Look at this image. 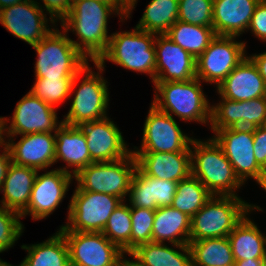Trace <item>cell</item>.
<instances>
[{
    "label": "cell",
    "mask_w": 266,
    "mask_h": 266,
    "mask_svg": "<svg viewBox=\"0 0 266 266\" xmlns=\"http://www.w3.org/2000/svg\"><path fill=\"white\" fill-rule=\"evenodd\" d=\"M178 6L179 0H151L135 27L156 35L166 34L178 20Z\"/></svg>",
    "instance_id": "obj_32"
},
{
    "label": "cell",
    "mask_w": 266,
    "mask_h": 266,
    "mask_svg": "<svg viewBox=\"0 0 266 266\" xmlns=\"http://www.w3.org/2000/svg\"><path fill=\"white\" fill-rule=\"evenodd\" d=\"M165 35L195 58L201 55L216 37L213 27L192 25L179 20Z\"/></svg>",
    "instance_id": "obj_33"
},
{
    "label": "cell",
    "mask_w": 266,
    "mask_h": 266,
    "mask_svg": "<svg viewBox=\"0 0 266 266\" xmlns=\"http://www.w3.org/2000/svg\"><path fill=\"white\" fill-rule=\"evenodd\" d=\"M191 218L172 206L155 210L152 242L188 245Z\"/></svg>",
    "instance_id": "obj_28"
},
{
    "label": "cell",
    "mask_w": 266,
    "mask_h": 266,
    "mask_svg": "<svg viewBox=\"0 0 266 266\" xmlns=\"http://www.w3.org/2000/svg\"><path fill=\"white\" fill-rule=\"evenodd\" d=\"M115 266H143V265L131 253L128 254L124 253L117 260Z\"/></svg>",
    "instance_id": "obj_46"
},
{
    "label": "cell",
    "mask_w": 266,
    "mask_h": 266,
    "mask_svg": "<svg viewBox=\"0 0 266 266\" xmlns=\"http://www.w3.org/2000/svg\"><path fill=\"white\" fill-rule=\"evenodd\" d=\"M24 1L26 0H0V10L13 6L15 4H19Z\"/></svg>",
    "instance_id": "obj_49"
},
{
    "label": "cell",
    "mask_w": 266,
    "mask_h": 266,
    "mask_svg": "<svg viewBox=\"0 0 266 266\" xmlns=\"http://www.w3.org/2000/svg\"><path fill=\"white\" fill-rule=\"evenodd\" d=\"M131 254L143 266H192L188 245L149 242L138 246Z\"/></svg>",
    "instance_id": "obj_30"
},
{
    "label": "cell",
    "mask_w": 266,
    "mask_h": 266,
    "mask_svg": "<svg viewBox=\"0 0 266 266\" xmlns=\"http://www.w3.org/2000/svg\"><path fill=\"white\" fill-rule=\"evenodd\" d=\"M178 182L161 180L144 174L138 167L135 169L127 202L131 207L156 210L172 205Z\"/></svg>",
    "instance_id": "obj_22"
},
{
    "label": "cell",
    "mask_w": 266,
    "mask_h": 266,
    "mask_svg": "<svg viewBox=\"0 0 266 266\" xmlns=\"http://www.w3.org/2000/svg\"><path fill=\"white\" fill-rule=\"evenodd\" d=\"M253 137L256 162L266 172V125L253 128Z\"/></svg>",
    "instance_id": "obj_42"
},
{
    "label": "cell",
    "mask_w": 266,
    "mask_h": 266,
    "mask_svg": "<svg viewBox=\"0 0 266 266\" xmlns=\"http://www.w3.org/2000/svg\"><path fill=\"white\" fill-rule=\"evenodd\" d=\"M217 103H211V119L209 129L233 127L256 128L266 125V97L249 101H233L220 95Z\"/></svg>",
    "instance_id": "obj_18"
},
{
    "label": "cell",
    "mask_w": 266,
    "mask_h": 266,
    "mask_svg": "<svg viewBox=\"0 0 266 266\" xmlns=\"http://www.w3.org/2000/svg\"><path fill=\"white\" fill-rule=\"evenodd\" d=\"M212 132L214 135L211 137L222 148L244 187L249 179H253L263 190L266 186V172L254 156L253 128L233 127Z\"/></svg>",
    "instance_id": "obj_10"
},
{
    "label": "cell",
    "mask_w": 266,
    "mask_h": 266,
    "mask_svg": "<svg viewBox=\"0 0 266 266\" xmlns=\"http://www.w3.org/2000/svg\"><path fill=\"white\" fill-rule=\"evenodd\" d=\"M131 229L130 205L122 201L108 218L102 233L123 253L128 254L131 253Z\"/></svg>",
    "instance_id": "obj_35"
},
{
    "label": "cell",
    "mask_w": 266,
    "mask_h": 266,
    "mask_svg": "<svg viewBox=\"0 0 266 266\" xmlns=\"http://www.w3.org/2000/svg\"><path fill=\"white\" fill-rule=\"evenodd\" d=\"M58 27L31 46L37 57L33 67L35 78H74L89 63L69 34Z\"/></svg>",
    "instance_id": "obj_6"
},
{
    "label": "cell",
    "mask_w": 266,
    "mask_h": 266,
    "mask_svg": "<svg viewBox=\"0 0 266 266\" xmlns=\"http://www.w3.org/2000/svg\"><path fill=\"white\" fill-rule=\"evenodd\" d=\"M6 147V135H5V121L4 117L0 116V150Z\"/></svg>",
    "instance_id": "obj_48"
},
{
    "label": "cell",
    "mask_w": 266,
    "mask_h": 266,
    "mask_svg": "<svg viewBox=\"0 0 266 266\" xmlns=\"http://www.w3.org/2000/svg\"><path fill=\"white\" fill-rule=\"evenodd\" d=\"M11 163L12 160L10 153L5 147L4 149L0 150V189L2 188L4 179L6 178V174Z\"/></svg>",
    "instance_id": "obj_43"
},
{
    "label": "cell",
    "mask_w": 266,
    "mask_h": 266,
    "mask_svg": "<svg viewBox=\"0 0 266 266\" xmlns=\"http://www.w3.org/2000/svg\"><path fill=\"white\" fill-rule=\"evenodd\" d=\"M239 38L216 35L207 49L196 58V77L207 85H214L216 89L249 54L246 51L247 42Z\"/></svg>",
    "instance_id": "obj_11"
},
{
    "label": "cell",
    "mask_w": 266,
    "mask_h": 266,
    "mask_svg": "<svg viewBox=\"0 0 266 266\" xmlns=\"http://www.w3.org/2000/svg\"><path fill=\"white\" fill-rule=\"evenodd\" d=\"M190 151L191 174L212 195L241 197L238 195V191L242 190L244 184L236 176L232 164L212 137L194 138L190 145Z\"/></svg>",
    "instance_id": "obj_4"
},
{
    "label": "cell",
    "mask_w": 266,
    "mask_h": 266,
    "mask_svg": "<svg viewBox=\"0 0 266 266\" xmlns=\"http://www.w3.org/2000/svg\"><path fill=\"white\" fill-rule=\"evenodd\" d=\"M136 168V158L131 153L116 161L86 166L74 176V183L80 190L110 194L126 201Z\"/></svg>",
    "instance_id": "obj_9"
},
{
    "label": "cell",
    "mask_w": 266,
    "mask_h": 266,
    "mask_svg": "<svg viewBox=\"0 0 266 266\" xmlns=\"http://www.w3.org/2000/svg\"><path fill=\"white\" fill-rule=\"evenodd\" d=\"M18 137L19 141H15ZM6 148L14 164L38 171L48 170L55 165V132L6 136Z\"/></svg>",
    "instance_id": "obj_19"
},
{
    "label": "cell",
    "mask_w": 266,
    "mask_h": 266,
    "mask_svg": "<svg viewBox=\"0 0 266 266\" xmlns=\"http://www.w3.org/2000/svg\"><path fill=\"white\" fill-rule=\"evenodd\" d=\"M212 196V193L191 174L178 182L171 206L192 218Z\"/></svg>",
    "instance_id": "obj_34"
},
{
    "label": "cell",
    "mask_w": 266,
    "mask_h": 266,
    "mask_svg": "<svg viewBox=\"0 0 266 266\" xmlns=\"http://www.w3.org/2000/svg\"><path fill=\"white\" fill-rule=\"evenodd\" d=\"M254 206L242 197L213 195L191 218L190 241L228 237Z\"/></svg>",
    "instance_id": "obj_7"
},
{
    "label": "cell",
    "mask_w": 266,
    "mask_h": 266,
    "mask_svg": "<svg viewBox=\"0 0 266 266\" xmlns=\"http://www.w3.org/2000/svg\"><path fill=\"white\" fill-rule=\"evenodd\" d=\"M114 15L123 24L127 21L107 3L73 0L71 12L59 25L68 34L76 36V41L71 37L70 40L87 60L96 62L108 47L112 34L108 32V22Z\"/></svg>",
    "instance_id": "obj_1"
},
{
    "label": "cell",
    "mask_w": 266,
    "mask_h": 266,
    "mask_svg": "<svg viewBox=\"0 0 266 266\" xmlns=\"http://www.w3.org/2000/svg\"><path fill=\"white\" fill-rule=\"evenodd\" d=\"M260 0H213V29L219 36L240 37L247 33Z\"/></svg>",
    "instance_id": "obj_25"
},
{
    "label": "cell",
    "mask_w": 266,
    "mask_h": 266,
    "mask_svg": "<svg viewBox=\"0 0 266 266\" xmlns=\"http://www.w3.org/2000/svg\"><path fill=\"white\" fill-rule=\"evenodd\" d=\"M132 220L131 252L142 244L152 242L155 210L130 206Z\"/></svg>",
    "instance_id": "obj_38"
},
{
    "label": "cell",
    "mask_w": 266,
    "mask_h": 266,
    "mask_svg": "<svg viewBox=\"0 0 266 266\" xmlns=\"http://www.w3.org/2000/svg\"><path fill=\"white\" fill-rule=\"evenodd\" d=\"M128 5H129V13H128V15H127V17H126V19H130L131 18V16H132V12H133V10L136 8V5H137V1L138 0H124Z\"/></svg>",
    "instance_id": "obj_50"
},
{
    "label": "cell",
    "mask_w": 266,
    "mask_h": 266,
    "mask_svg": "<svg viewBox=\"0 0 266 266\" xmlns=\"http://www.w3.org/2000/svg\"><path fill=\"white\" fill-rule=\"evenodd\" d=\"M112 6L124 19L129 13V5L124 0H96Z\"/></svg>",
    "instance_id": "obj_45"
},
{
    "label": "cell",
    "mask_w": 266,
    "mask_h": 266,
    "mask_svg": "<svg viewBox=\"0 0 266 266\" xmlns=\"http://www.w3.org/2000/svg\"><path fill=\"white\" fill-rule=\"evenodd\" d=\"M67 208V221L59 231L102 232L122 199L110 194L80 190L76 186Z\"/></svg>",
    "instance_id": "obj_8"
},
{
    "label": "cell",
    "mask_w": 266,
    "mask_h": 266,
    "mask_svg": "<svg viewBox=\"0 0 266 266\" xmlns=\"http://www.w3.org/2000/svg\"><path fill=\"white\" fill-rule=\"evenodd\" d=\"M37 5L58 25L71 12L73 0H34ZM39 1V2H38ZM42 2V3H41Z\"/></svg>",
    "instance_id": "obj_40"
},
{
    "label": "cell",
    "mask_w": 266,
    "mask_h": 266,
    "mask_svg": "<svg viewBox=\"0 0 266 266\" xmlns=\"http://www.w3.org/2000/svg\"><path fill=\"white\" fill-rule=\"evenodd\" d=\"M263 212L264 209L255 203L254 208L235 226L228 235L235 261L266 258V234L259 229L250 214ZM252 219V220H251Z\"/></svg>",
    "instance_id": "obj_26"
},
{
    "label": "cell",
    "mask_w": 266,
    "mask_h": 266,
    "mask_svg": "<svg viewBox=\"0 0 266 266\" xmlns=\"http://www.w3.org/2000/svg\"><path fill=\"white\" fill-rule=\"evenodd\" d=\"M55 136V164L59 161L65 163L56 169L75 176L80 170L92 164L86 138L78 126L63 123L55 132Z\"/></svg>",
    "instance_id": "obj_24"
},
{
    "label": "cell",
    "mask_w": 266,
    "mask_h": 266,
    "mask_svg": "<svg viewBox=\"0 0 266 266\" xmlns=\"http://www.w3.org/2000/svg\"><path fill=\"white\" fill-rule=\"evenodd\" d=\"M146 175L179 182L191 175V151L132 153Z\"/></svg>",
    "instance_id": "obj_23"
},
{
    "label": "cell",
    "mask_w": 266,
    "mask_h": 266,
    "mask_svg": "<svg viewBox=\"0 0 266 266\" xmlns=\"http://www.w3.org/2000/svg\"><path fill=\"white\" fill-rule=\"evenodd\" d=\"M92 64L93 69L88 63L73 79L68 100L70 108L67 114L62 115L64 124L79 126L109 116V82L103 75L106 69L97 62Z\"/></svg>",
    "instance_id": "obj_2"
},
{
    "label": "cell",
    "mask_w": 266,
    "mask_h": 266,
    "mask_svg": "<svg viewBox=\"0 0 266 266\" xmlns=\"http://www.w3.org/2000/svg\"><path fill=\"white\" fill-rule=\"evenodd\" d=\"M249 31L260 42H266V0H260L256 5L247 33Z\"/></svg>",
    "instance_id": "obj_41"
},
{
    "label": "cell",
    "mask_w": 266,
    "mask_h": 266,
    "mask_svg": "<svg viewBox=\"0 0 266 266\" xmlns=\"http://www.w3.org/2000/svg\"><path fill=\"white\" fill-rule=\"evenodd\" d=\"M192 266L234 265L232 249L228 237L189 241Z\"/></svg>",
    "instance_id": "obj_31"
},
{
    "label": "cell",
    "mask_w": 266,
    "mask_h": 266,
    "mask_svg": "<svg viewBox=\"0 0 266 266\" xmlns=\"http://www.w3.org/2000/svg\"><path fill=\"white\" fill-rule=\"evenodd\" d=\"M58 109L27 92L17 103L13 115L4 117L5 135L20 136L33 133L56 132L63 124Z\"/></svg>",
    "instance_id": "obj_13"
},
{
    "label": "cell",
    "mask_w": 266,
    "mask_h": 266,
    "mask_svg": "<svg viewBox=\"0 0 266 266\" xmlns=\"http://www.w3.org/2000/svg\"><path fill=\"white\" fill-rule=\"evenodd\" d=\"M265 259H253L249 258L247 260L235 261V266H264Z\"/></svg>",
    "instance_id": "obj_47"
},
{
    "label": "cell",
    "mask_w": 266,
    "mask_h": 266,
    "mask_svg": "<svg viewBox=\"0 0 266 266\" xmlns=\"http://www.w3.org/2000/svg\"><path fill=\"white\" fill-rule=\"evenodd\" d=\"M197 77L187 81L154 82L151 101L158 110L180 121L209 126L211 103Z\"/></svg>",
    "instance_id": "obj_3"
},
{
    "label": "cell",
    "mask_w": 266,
    "mask_h": 266,
    "mask_svg": "<svg viewBox=\"0 0 266 266\" xmlns=\"http://www.w3.org/2000/svg\"><path fill=\"white\" fill-rule=\"evenodd\" d=\"M29 92L57 109L67 103L74 78H34Z\"/></svg>",
    "instance_id": "obj_36"
},
{
    "label": "cell",
    "mask_w": 266,
    "mask_h": 266,
    "mask_svg": "<svg viewBox=\"0 0 266 266\" xmlns=\"http://www.w3.org/2000/svg\"><path fill=\"white\" fill-rule=\"evenodd\" d=\"M0 266H21L20 263L18 265H13V264H10L9 262L7 261H3L1 258H0Z\"/></svg>",
    "instance_id": "obj_51"
},
{
    "label": "cell",
    "mask_w": 266,
    "mask_h": 266,
    "mask_svg": "<svg viewBox=\"0 0 266 266\" xmlns=\"http://www.w3.org/2000/svg\"><path fill=\"white\" fill-rule=\"evenodd\" d=\"M178 20L192 25L213 27V0H179Z\"/></svg>",
    "instance_id": "obj_37"
},
{
    "label": "cell",
    "mask_w": 266,
    "mask_h": 266,
    "mask_svg": "<svg viewBox=\"0 0 266 266\" xmlns=\"http://www.w3.org/2000/svg\"><path fill=\"white\" fill-rule=\"evenodd\" d=\"M78 127L86 138L92 163L116 161L132 153L121 129L109 116Z\"/></svg>",
    "instance_id": "obj_17"
},
{
    "label": "cell",
    "mask_w": 266,
    "mask_h": 266,
    "mask_svg": "<svg viewBox=\"0 0 266 266\" xmlns=\"http://www.w3.org/2000/svg\"><path fill=\"white\" fill-rule=\"evenodd\" d=\"M42 172L38 171L36 175L28 207L21 214V219H26L27 216L33 221L47 219L62 204L74 182V176L61 169Z\"/></svg>",
    "instance_id": "obj_14"
},
{
    "label": "cell",
    "mask_w": 266,
    "mask_h": 266,
    "mask_svg": "<svg viewBox=\"0 0 266 266\" xmlns=\"http://www.w3.org/2000/svg\"><path fill=\"white\" fill-rule=\"evenodd\" d=\"M60 232L68 245L70 266H115L124 254L102 232Z\"/></svg>",
    "instance_id": "obj_16"
},
{
    "label": "cell",
    "mask_w": 266,
    "mask_h": 266,
    "mask_svg": "<svg viewBox=\"0 0 266 266\" xmlns=\"http://www.w3.org/2000/svg\"><path fill=\"white\" fill-rule=\"evenodd\" d=\"M156 73L154 82L187 81L196 78V58L170 40L156 35L154 42Z\"/></svg>",
    "instance_id": "obj_20"
},
{
    "label": "cell",
    "mask_w": 266,
    "mask_h": 266,
    "mask_svg": "<svg viewBox=\"0 0 266 266\" xmlns=\"http://www.w3.org/2000/svg\"><path fill=\"white\" fill-rule=\"evenodd\" d=\"M146 115L141 145L133 146L132 153L181 152L190 151L195 136L181 130L180 125L171 115L158 110L150 103Z\"/></svg>",
    "instance_id": "obj_12"
},
{
    "label": "cell",
    "mask_w": 266,
    "mask_h": 266,
    "mask_svg": "<svg viewBox=\"0 0 266 266\" xmlns=\"http://www.w3.org/2000/svg\"><path fill=\"white\" fill-rule=\"evenodd\" d=\"M253 62L256 64L260 75L263 77V79L266 82V51L264 50L261 53H252L248 55Z\"/></svg>",
    "instance_id": "obj_44"
},
{
    "label": "cell",
    "mask_w": 266,
    "mask_h": 266,
    "mask_svg": "<svg viewBox=\"0 0 266 266\" xmlns=\"http://www.w3.org/2000/svg\"><path fill=\"white\" fill-rule=\"evenodd\" d=\"M21 215L0 205V254L13 248L25 231Z\"/></svg>",
    "instance_id": "obj_39"
},
{
    "label": "cell",
    "mask_w": 266,
    "mask_h": 266,
    "mask_svg": "<svg viewBox=\"0 0 266 266\" xmlns=\"http://www.w3.org/2000/svg\"><path fill=\"white\" fill-rule=\"evenodd\" d=\"M48 17L34 0L0 10V24L3 28L30 46L40 42L57 26Z\"/></svg>",
    "instance_id": "obj_15"
},
{
    "label": "cell",
    "mask_w": 266,
    "mask_h": 266,
    "mask_svg": "<svg viewBox=\"0 0 266 266\" xmlns=\"http://www.w3.org/2000/svg\"><path fill=\"white\" fill-rule=\"evenodd\" d=\"M37 173L36 169L12 162L0 189V205L21 215L28 207Z\"/></svg>",
    "instance_id": "obj_27"
},
{
    "label": "cell",
    "mask_w": 266,
    "mask_h": 266,
    "mask_svg": "<svg viewBox=\"0 0 266 266\" xmlns=\"http://www.w3.org/2000/svg\"><path fill=\"white\" fill-rule=\"evenodd\" d=\"M156 34L132 28L111 34L106 51L96 61L103 69L111 62L123 69L146 74L154 83L156 73Z\"/></svg>",
    "instance_id": "obj_5"
},
{
    "label": "cell",
    "mask_w": 266,
    "mask_h": 266,
    "mask_svg": "<svg viewBox=\"0 0 266 266\" xmlns=\"http://www.w3.org/2000/svg\"><path fill=\"white\" fill-rule=\"evenodd\" d=\"M20 247L27 252L21 266H70L68 245L58 229L42 242Z\"/></svg>",
    "instance_id": "obj_29"
},
{
    "label": "cell",
    "mask_w": 266,
    "mask_h": 266,
    "mask_svg": "<svg viewBox=\"0 0 266 266\" xmlns=\"http://www.w3.org/2000/svg\"><path fill=\"white\" fill-rule=\"evenodd\" d=\"M233 101L266 97V82L253 60L247 55L220 83L215 91Z\"/></svg>",
    "instance_id": "obj_21"
}]
</instances>
